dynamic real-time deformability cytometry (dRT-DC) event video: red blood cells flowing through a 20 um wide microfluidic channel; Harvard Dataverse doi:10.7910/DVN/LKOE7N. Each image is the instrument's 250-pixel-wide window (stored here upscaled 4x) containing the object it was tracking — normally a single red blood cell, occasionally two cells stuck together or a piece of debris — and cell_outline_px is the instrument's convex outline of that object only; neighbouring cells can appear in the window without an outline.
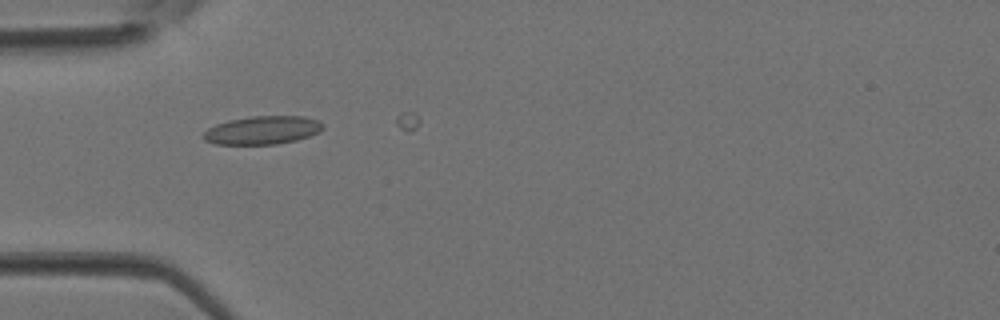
{"species": "Egyptian fruit bat (a non-hibernating species)", "species_latin": "Rousettus aegyptiacus", "temperature_condition": "room temperature", "stored_images_in_passage": 4, "camera_frame_rate_fps": 3000, "um_per_image_px": 0.085, "animal": {"sex": "female"}, "frame": {"image": 1, "passage_image": 3, "time_ms": 0.667, "image_size_px": [1000, 320], "cell_outline_px": [[324, 128], [320, 132], [296, 140], [276, 144], [216, 144], [204, 140], [204, 132], [208, 128], [216, 124], [228, 120], [252, 116], [304, 116], [316, 120], [324, 124]], "centroid_in_image_um": [22.32, 11.06], "position_along_channel_um": 62.7, "area_um2": 19.65}}